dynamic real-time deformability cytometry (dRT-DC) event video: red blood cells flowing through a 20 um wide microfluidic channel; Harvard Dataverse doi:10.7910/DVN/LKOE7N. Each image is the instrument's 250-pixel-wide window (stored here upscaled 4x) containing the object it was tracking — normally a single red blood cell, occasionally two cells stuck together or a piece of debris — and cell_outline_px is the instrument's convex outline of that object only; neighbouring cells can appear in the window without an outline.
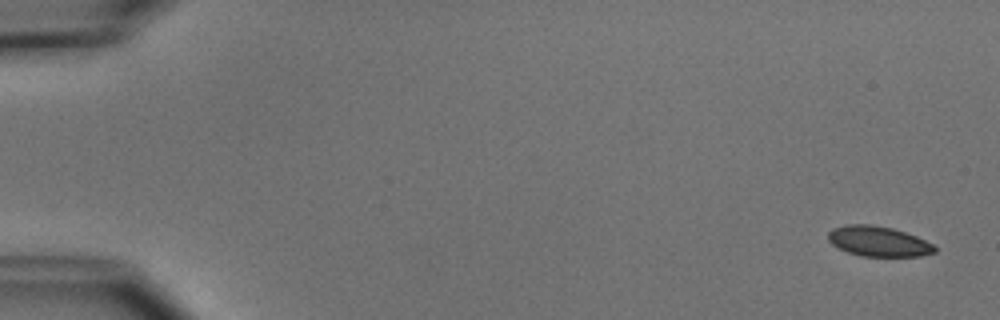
{"species": "common noctule bat (a hibernating species)", "species_latin": "Nyctalus noctula", "temperature_condition": "cold", "stored_images_in_passage": 6, "camera_frame_rate_fps": 3000, "um_per_image_px": 0.085, "animal": {"sex": "male", "body_mass_g": 15.6}, "frame": {"image": 1, "passage_image": 1, "time_ms": 0.0, "image_size_px": [1000, 320], "cell_outline_px": [[936, 252], [920, 256], [860, 256], [848, 252], [832, 244], [828, 240], [828, 232], [832, 228], [848, 224], [872, 224], [892, 228], [916, 236], [932, 244], [936, 248]], "centroid_in_image_um": [74.64, 20.51], "position_along_channel_um": 10.4, "area_um2": 18.67}}
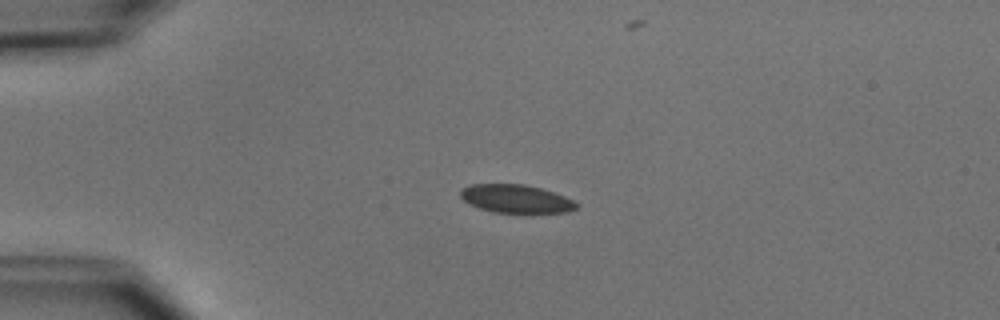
{"frame": {"image": 2, "passage_image": 4, "time_ms": 3.667, "image_size_px": [1000, 320], "cell_outline_px": [[580, 204], [576, 208], [568, 212], [492, 212], [468, 204], [460, 196], [460, 192], [464, 188], [472, 184], [524, 184], [540, 188], [564, 196]], "centroid_in_image_um": [43.85, 16.89], "position_along_channel_um": 41.2, "area_um2": 18.84}}